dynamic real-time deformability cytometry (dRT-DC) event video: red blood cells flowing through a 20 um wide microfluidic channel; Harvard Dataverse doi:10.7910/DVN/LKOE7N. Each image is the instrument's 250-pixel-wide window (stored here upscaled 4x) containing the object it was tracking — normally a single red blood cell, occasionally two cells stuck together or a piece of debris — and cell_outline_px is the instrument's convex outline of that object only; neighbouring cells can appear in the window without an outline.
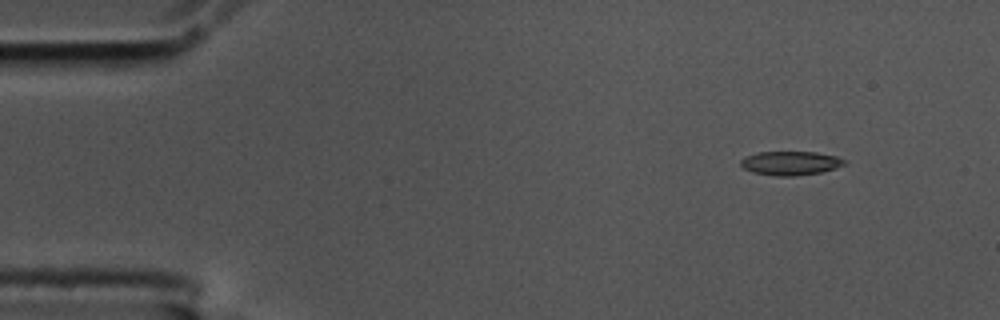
{"species": "common noctule bat (a hibernating species)", "species_latin": "Nyctalus noctula", "temperature_condition": "cold", "stored_images_in_passage": 51, "camera_frame_rate_fps": 3000, "um_per_image_px": 0.085, "animal": {"sex": "male", "body_mass_g": 17.5, "forearm_length_mm": 52.3}, "frame": {"image": 1, "passage_image": 1, "time_ms": 0.0, "image_size_px": [1000, 320], "cell_outline_px": [[844, 164], [836, 168], [820, 172], [796, 176], [776, 176], [752, 172], [744, 168], [740, 164], [740, 160], [744, 156], [756, 152], [816, 152], [836, 156], [844, 160]], "centroid_in_image_um": [67.14, 13.86], "position_along_channel_um": 17.9, "area_um2": 14.45}}
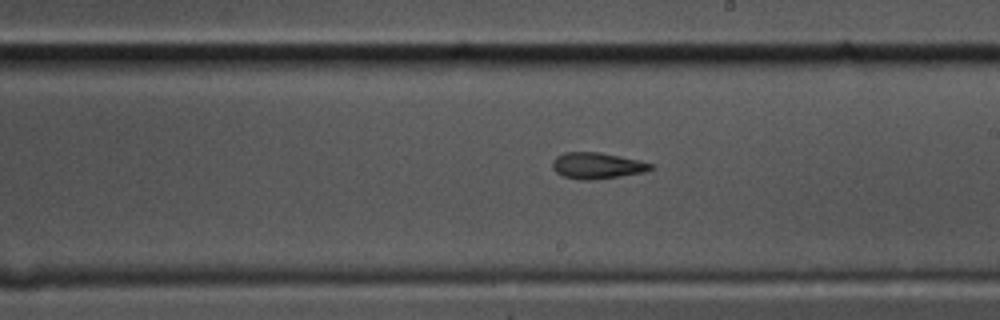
{"frame": {"image": 2, "passage_image": 27, "time_ms": 8.667, "image_size_px": [1000, 320], "cell_outline_px": [[656, 168], [644, 172], [592, 180], [580, 180], [564, 176], [556, 172], [552, 168], [552, 160], [556, 156], [564, 152], [600, 152], [640, 160], [652, 164]], "centroid_in_image_um": [50.74, 14.07], "position_along_channel_um": 238.3, "area_um2": 15.09}}
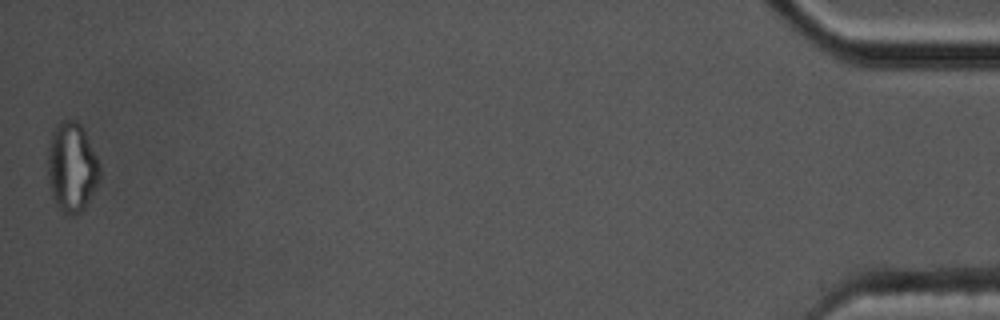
{"frame": {"image": 3, "passage_image": 51, "time_ms": 16.667, "image_size_px": [1000, 320], "cell_outline_px": [[100, 176], [84, 208], [76, 216], [72, 216], [64, 212], [56, 204], [52, 196], [48, 180], [48, 148], [52, 132], [64, 120], [76, 120], [84, 128], [96, 156], [100, 168]], "centroid_in_image_um": [6.1, 14.21], "position_along_channel_um": 429.1, "area_um2": 26.76}, "authors_computed_cell_mechanics": {"area_um2": 15.2592, "velocity_mm_per_s": 3.577, "shape_relaxation_time_tau1_ms": null, "shape_relaxation_time_tau2_ms": 2.7866, "deformation_change_tau1": null, "deformation_change_tau2": 0.111}}